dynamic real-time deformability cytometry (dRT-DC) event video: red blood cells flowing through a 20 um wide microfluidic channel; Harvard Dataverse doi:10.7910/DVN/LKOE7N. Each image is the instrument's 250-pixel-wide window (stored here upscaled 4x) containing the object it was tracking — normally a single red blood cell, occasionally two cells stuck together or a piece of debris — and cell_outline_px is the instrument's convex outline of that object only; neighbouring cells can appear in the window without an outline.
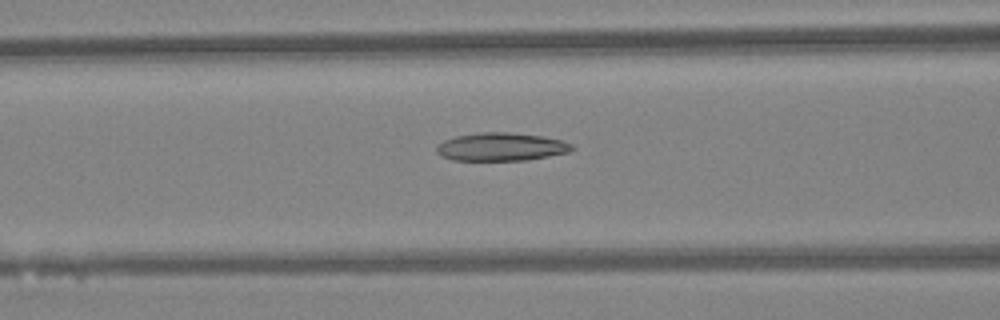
{"species": "Egyptian fruit bat (a non-hibernating species)", "species_latin": "Rousettus aegyptiacus", "temperature_condition": "warm", "stored_images_in_passage": 47, "camera_frame_rate_fps": 3000, "um_per_image_px": 0.085, "animal": {"sex": "female"}, "frame": {"image": 1, "passage_image": 19, "time_ms": 6.0, "image_size_px": [1000, 320], "cell_outline_px": [[576, 148], [568, 152], [528, 160], [452, 160], [440, 156], [436, 152], [436, 144], [444, 140], [456, 136], [480, 132], [508, 132], [544, 136], [564, 140], [572, 144]], "centroid_in_image_um": [42.6, 12.47], "position_along_channel_um": 124.0, "area_um2": 22.43}}
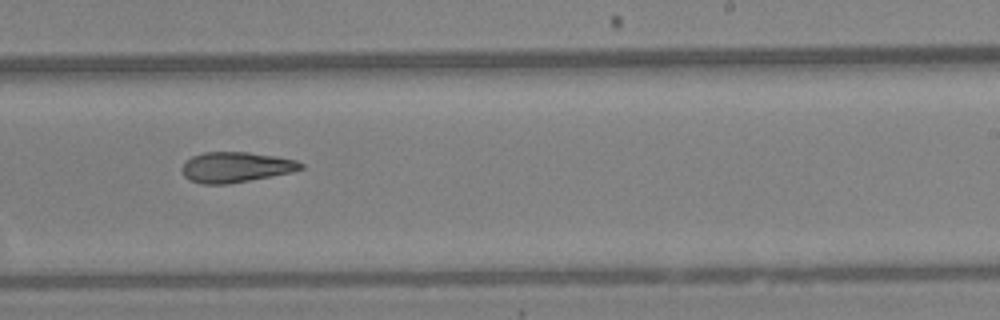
{"frame": {"image": 2, "passage_image": 29, "time_ms": 9.333, "image_size_px": [1000, 320], "cell_outline_px": [[304, 168], [292, 172], [228, 184], [204, 184], [188, 180], [184, 176], [180, 168], [192, 156], [204, 152], [248, 152], [276, 156], [296, 160], [304, 164]], "centroid_in_image_um": [20.04, 14.21], "position_along_channel_um": 269.0, "area_um2": 21.04}}
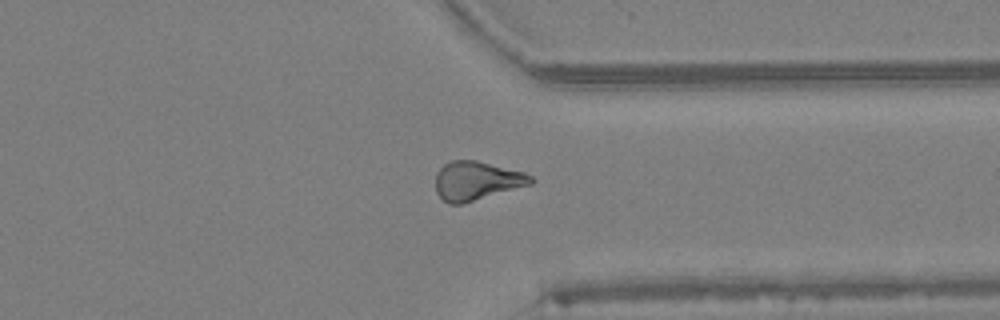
{"frame": {"image": 3, "passage_image": 36, "time_ms": 11.667, "image_size_px": [1000, 320], "cell_outline_px": [[536, 180], [532, 184], [460, 204], [448, 204], [436, 192], [436, 172], [444, 164], [452, 160], [476, 160], [524, 172], [532, 176]], "centroid_in_image_um": [40.52, 15.35], "position_along_channel_um": 370.9, "area_um2": 21.44}, "authors_computed_cell_mechanics": {"area_um2": 21.9062, "velocity_mm_per_s": 4.3787, "shape_relaxation_time_tau1_ms": null, "shape_relaxation_time_tau2_ms": 3.8993, "deformation_change_tau1": null, "deformation_change_tau2": 0.1256}}